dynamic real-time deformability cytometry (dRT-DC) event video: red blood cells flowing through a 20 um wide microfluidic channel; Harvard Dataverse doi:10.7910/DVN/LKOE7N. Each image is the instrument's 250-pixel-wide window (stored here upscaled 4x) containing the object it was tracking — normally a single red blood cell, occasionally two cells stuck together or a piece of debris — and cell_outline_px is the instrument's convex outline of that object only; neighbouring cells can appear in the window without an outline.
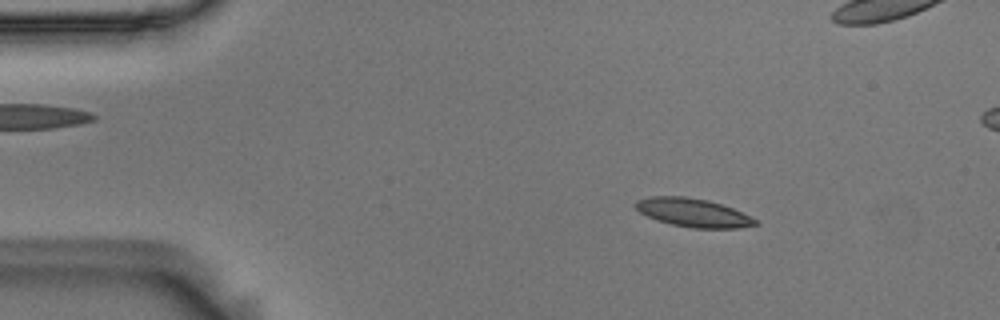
{"species": "Egyptian fruit bat (a non-hibernating species)", "species_latin": "Rousettus aegyptiacus", "temperature_condition": "room temperature", "stored_images_in_passage": 55, "camera_frame_rate_fps": 3000, "um_per_image_px": 0.085, "animal": {"sex": "male"}, "frame": {"image": 1, "passage_image": 8, "time_ms": 2.333, "image_size_px": [1000, 320], "cell_outline_px": [[760, 224], [740, 228], [692, 228], [672, 224], [656, 220], [640, 212], [636, 208], [636, 200], [652, 196], [684, 196], [708, 200], [732, 208], [756, 220]], "centroid_in_image_um": [58.91, 18.08], "position_along_channel_um": 26.1, "area_um2": 19.65}}
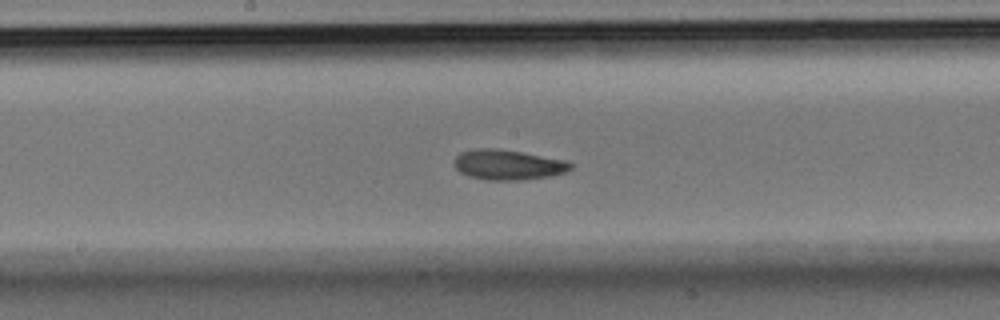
{"frame": {"image": 2, "passage_image": 28, "time_ms": 9.0, "image_size_px": [1000, 320], "cell_outline_px": [[572, 168], [568, 172], [552, 176], [524, 180], [488, 180], [468, 176], [460, 172], [452, 164], [452, 160], [460, 152], [476, 148], [496, 148], [568, 160], [572, 164]], "centroid_in_image_um": [43.18, 14.01], "position_along_channel_um": 205.0, "area_um2": 20.81}}
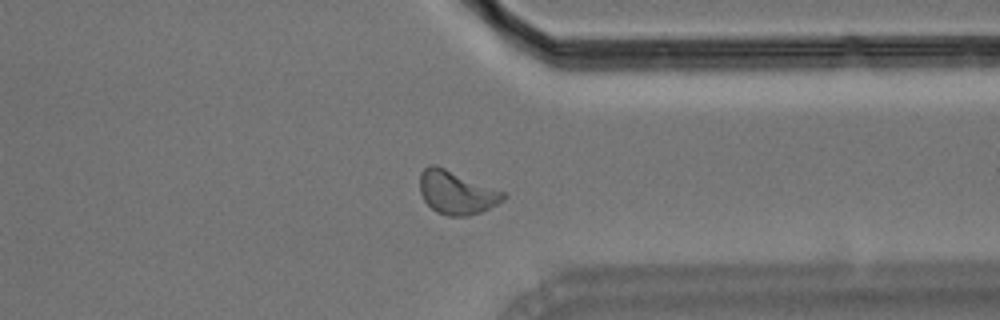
{"frame": {"image": 3, "passage_image": 42, "time_ms": 13.667, "image_size_px": [1000, 320], "cell_outline_px": [[508, 196], [504, 200], [480, 212], [468, 216], [448, 216], [436, 212], [424, 200], [420, 192], [420, 172], [428, 164], [436, 164], [508, 192]], "centroid_in_image_um": [38.83, 16.34], "position_along_channel_um": 372.6, "area_um2": 21.5}, "authors_computed_cell_mechanics": {"area_um2": 20.0566, "velocity_mm_per_s": 3.6407, "shape_relaxation_time_tau1_ms": 4.5362, "shape_relaxation_time_tau2_ms": 4.2225, "deformation_change_tau1": 0.1254, "deformation_change_tau2": 0.1028}}